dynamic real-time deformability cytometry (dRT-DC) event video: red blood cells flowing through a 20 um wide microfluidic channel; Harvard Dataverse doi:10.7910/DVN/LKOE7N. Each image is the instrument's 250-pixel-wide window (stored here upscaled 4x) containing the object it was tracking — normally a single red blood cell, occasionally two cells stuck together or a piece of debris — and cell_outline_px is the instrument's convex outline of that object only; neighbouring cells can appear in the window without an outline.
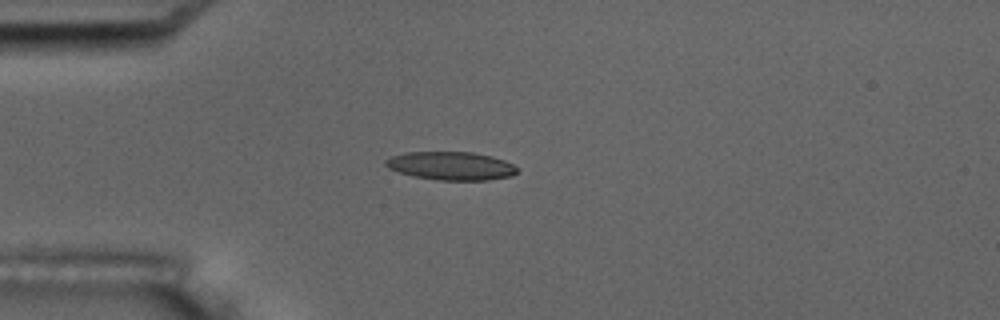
{"species": "common noctule bat (a hibernating species)", "species_latin": "Nyctalus noctula", "temperature_condition": "room temperature", "stored_images_in_passage": 5, "camera_frame_rate_fps": 3000, "um_per_image_px": 0.085, "animal": {"sex": "male", "body_mass_g": 17.5, "forearm_length_mm": 52.3}, "frame": {"image": 1, "passage_image": 3, "time_ms": 3.333, "image_size_px": [1000, 320], "cell_outline_px": [[516, 172], [512, 176], [488, 180], [440, 180], [412, 176], [388, 168], [384, 164], [384, 160], [392, 156], [404, 152], [472, 152], [492, 156], [504, 160], [512, 164], [516, 168]], "centroid_in_image_um": [38.31, 14.09], "position_along_channel_um": 46.7, "area_um2": 21.68}}